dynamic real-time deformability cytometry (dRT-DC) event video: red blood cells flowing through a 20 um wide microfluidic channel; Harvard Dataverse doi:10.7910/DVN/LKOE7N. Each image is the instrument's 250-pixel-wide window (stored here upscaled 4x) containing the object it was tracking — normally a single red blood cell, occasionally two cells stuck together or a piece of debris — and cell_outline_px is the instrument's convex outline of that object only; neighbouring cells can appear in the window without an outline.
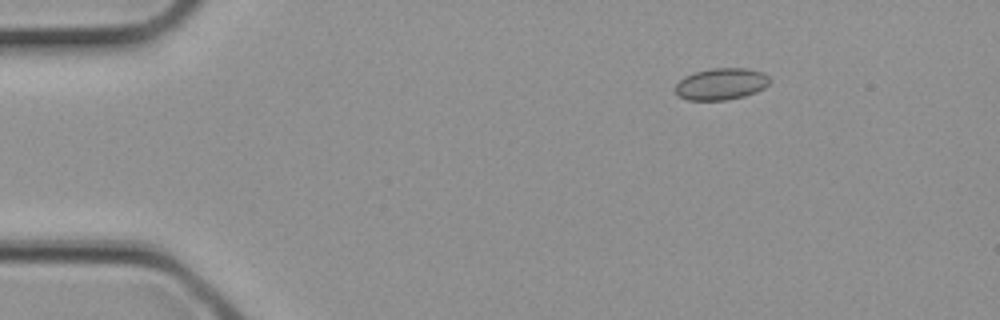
{"species": "common noctule bat (a hibernating species)", "species_latin": "Nyctalus noctula", "temperature_condition": "cold", "stored_images_in_passage": 27, "camera_frame_rate_fps": 3000, "um_per_image_px": 0.085, "animal": {"sex": "female", "body_mass_g": 21.9}, "frame": {"image": 1, "passage_image": 1, "time_ms": 0.0, "image_size_px": [1000, 320], "cell_outline_px": [[772, 80], [764, 88], [756, 92], [744, 96], [724, 100], [688, 100], [680, 96], [676, 92], [676, 84], [684, 76], [696, 72], [712, 68], [748, 68], [764, 72]], "centroid_in_image_um": [61.34, 7.13], "position_along_channel_um": 23.7, "area_um2": 17.46}}
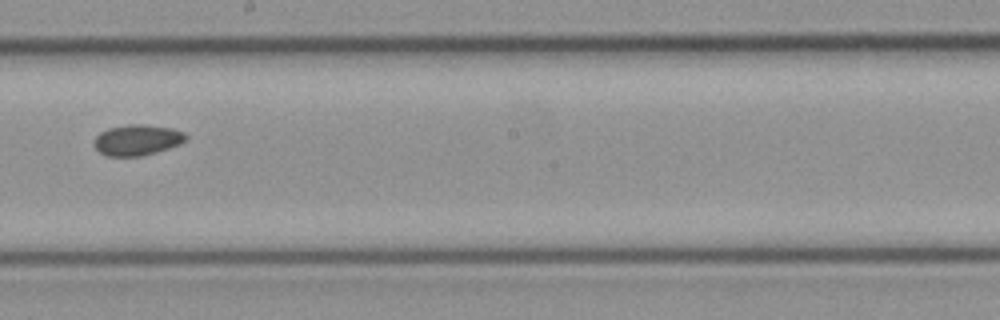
{"frame": {"image": 2, "passage_image": 14, "time_ms": 4.333, "image_size_px": [1000, 320], "cell_outline_px": [[188, 136], [180, 144], [144, 156], [108, 156], [100, 152], [92, 144], [96, 136], [100, 132], [108, 128], [128, 124], [144, 124], [172, 128], [184, 132]], "centroid_in_image_um": [11.65, 11.89], "position_along_channel_um": 236.6, "area_um2": 16.53}}
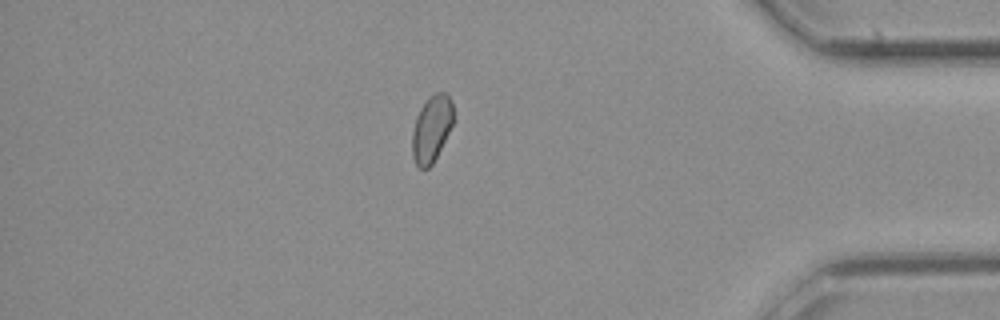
{"frame": {"image": 3, "passage_image": 23, "time_ms": 7.333, "image_size_px": [1000, 320], "cell_outline_px": [[452, 124], [432, 164], [428, 168], [420, 168], [416, 164], [412, 156], [412, 132], [416, 116], [420, 108], [428, 96], [436, 92], [448, 92], [452, 104]], "centroid_in_image_um": [36.65, 10.9], "position_along_channel_um": 398.5, "area_um2": 15.78}}